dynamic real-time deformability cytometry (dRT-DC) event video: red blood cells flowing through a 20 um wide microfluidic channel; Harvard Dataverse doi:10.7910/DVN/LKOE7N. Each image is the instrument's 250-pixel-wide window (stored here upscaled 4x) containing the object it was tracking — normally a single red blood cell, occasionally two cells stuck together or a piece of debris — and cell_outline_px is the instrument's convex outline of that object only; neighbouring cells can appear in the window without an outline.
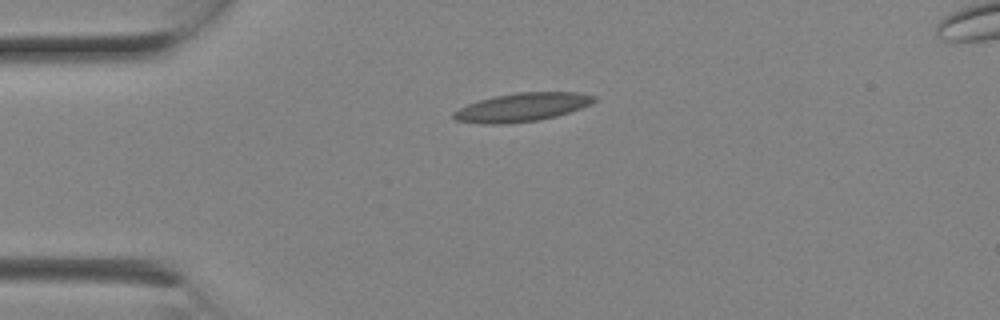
{"species": "Egyptian fruit bat (a non-hibernating species)", "species_latin": "Rousettus aegyptiacus", "temperature_condition": "room temperature", "stored_images_in_passage": 3, "camera_frame_rate_fps": 3000, "um_per_image_px": 0.085, "animal": {"sex": "female"}, "frame": {"image": 1, "passage_image": 1, "time_ms": 0.0, "image_size_px": [1000, 320], "cell_outline_px": [[596, 100], [592, 104], [556, 116], [540, 120], [504, 124], [480, 124], [456, 120], [452, 116], [452, 112], [468, 104], [480, 100], [496, 96], [516, 92], [576, 92], [596, 96]], "centroid_in_image_um": [44.37, 9.12], "position_along_channel_um": 40.6, "area_um2": 23.29}}